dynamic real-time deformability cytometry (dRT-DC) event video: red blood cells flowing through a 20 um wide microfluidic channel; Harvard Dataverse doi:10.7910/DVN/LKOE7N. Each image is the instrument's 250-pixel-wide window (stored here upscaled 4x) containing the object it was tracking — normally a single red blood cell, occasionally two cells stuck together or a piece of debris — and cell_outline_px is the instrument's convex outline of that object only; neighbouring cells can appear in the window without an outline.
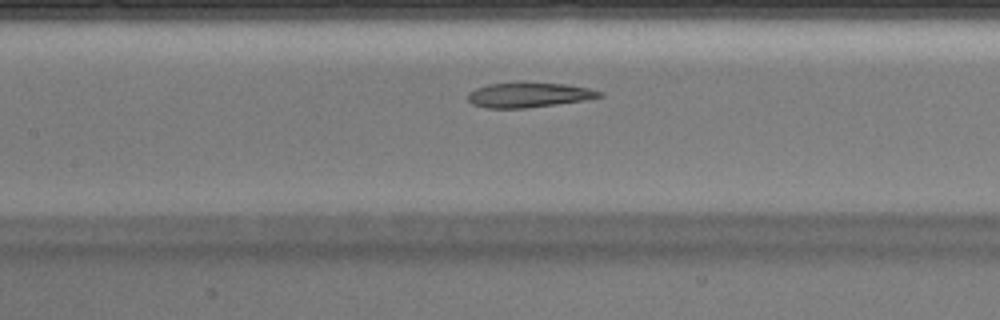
{"species": "Egyptian fruit bat (a non-hibernating species)", "species_latin": "Rousettus aegyptiacus", "temperature_condition": "warm", "stored_images_in_passage": 35, "camera_frame_rate_fps": 3000, "um_per_image_px": 0.085, "animal": {"sex": "male"}, "frame": {"image": 1, "passage_image": 11, "time_ms": 3.333, "image_size_px": [1000, 320], "cell_outline_px": [[604, 96], [584, 100], [556, 104], [524, 108], [484, 108], [472, 104], [468, 100], [468, 92], [476, 88], [488, 84], [564, 84], [588, 88], [604, 92]], "centroid_in_image_um": [44.94, 8.09], "position_along_channel_um": 162.5, "area_um2": 18.55}}
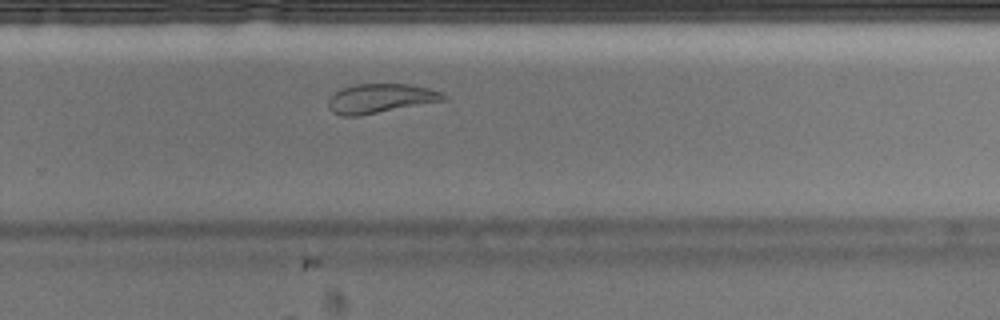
{"frame": {"image": 2, "passage_image": 20, "time_ms": 6.333, "image_size_px": [1000, 320], "cell_outline_px": [[448, 100], [360, 116], [344, 116], [332, 112], [328, 108], [328, 100], [336, 92], [344, 88], [356, 84], [408, 84], [428, 88], [440, 92], [448, 96]], "centroid_in_image_um": [32.37, 8.38], "position_along_channel_um": 297.4, "area_um2": 19.71}}
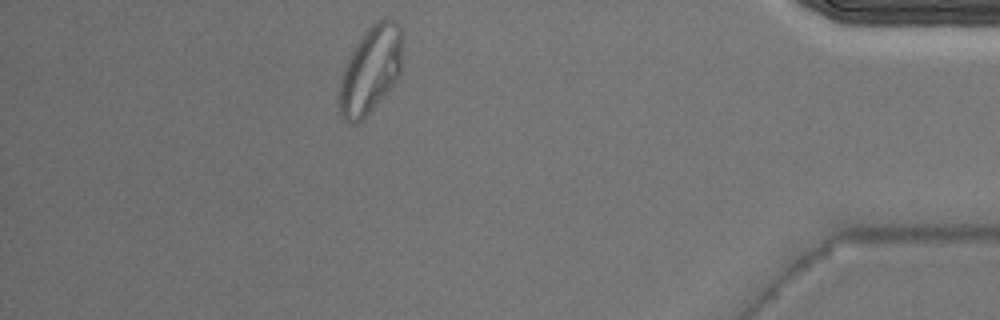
{"frame": {"image": 3, "passage_image": 30, "time_ms": 9.667, "image_size_px": [1000, 320], "cell_outline_px": [[404, 40], [400, 76], [384, 96], [356, 124], [352, 124], [344, 120], [340, 112], [336, 100], [340, 76], [348, 56], [368, 28], [376, 20], [392, 20], [400, 24], [404, 36]], "centroid_in_image_um": [31.49, 5.94], "position_along_channel_um": 403.7, "area_um2": 32.66}}